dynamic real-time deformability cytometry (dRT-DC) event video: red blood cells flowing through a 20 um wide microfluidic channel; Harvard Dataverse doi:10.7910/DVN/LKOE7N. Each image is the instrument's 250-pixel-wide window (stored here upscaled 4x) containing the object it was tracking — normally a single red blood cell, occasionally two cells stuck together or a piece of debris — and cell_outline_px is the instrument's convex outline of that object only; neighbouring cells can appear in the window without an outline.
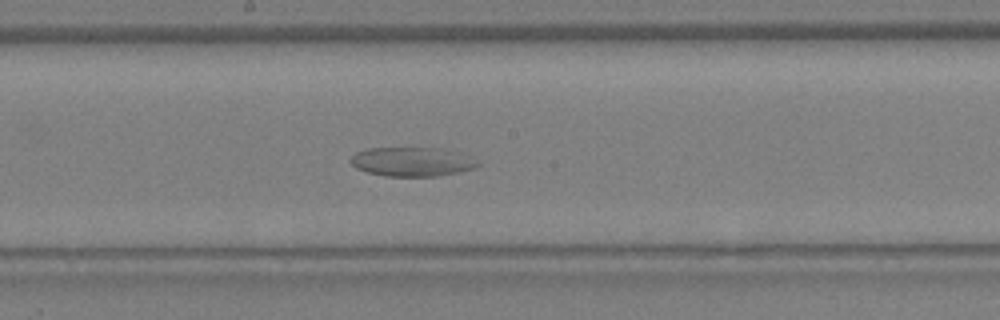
{"species": "Egyptian fruit bat (a non-hibernating species)", "species_latin": "Rousettus aegyptiacus", "temperature_condition": "warm", "stored_images_in_passage": 32, "camera_frame_rate_fps": 3000, "um_per_image_px": 0.085, "animal": {"sex": "female"}, "frame": {"image": 1, "passage_image": 17, "time_ms": 5.333, "image_size_px": [1000, 320], "cell_outline_px": [[480, 164], [472, 168], [460, 172], [436, 176], [384, 176], [368, 172], [356, 168], [348, 160], [356, 152], [368, 148], [440, 148], [460, 152], [468, 156]], "centroid_in_image_um": [34.99, 13.74], "position_along_channel_um": 213.2, "area_um2": 21.5}}
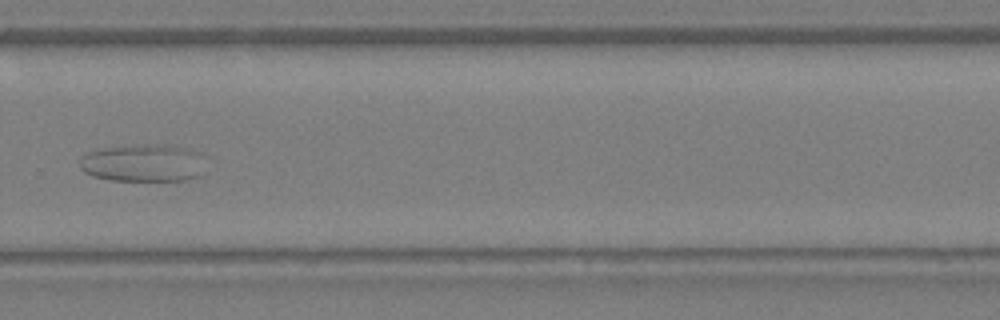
{"frame": {"image": 2, "passage_image": 22, "time_ms": 7.0, "image_size_px": [1000, 320], "cell_outline_px": [[208, 172], [200, 176], [184, 180], [108, 180], [92, 176], [84, 172], [80, 168], [80, 160], [88, 152], [104, 148], [136, 144], [168, 144], [204, 152]], "centroid_in_image_um": [12.31, 13.84], "position_along_channel_um": 317.5, "area_um2": 28.44}}
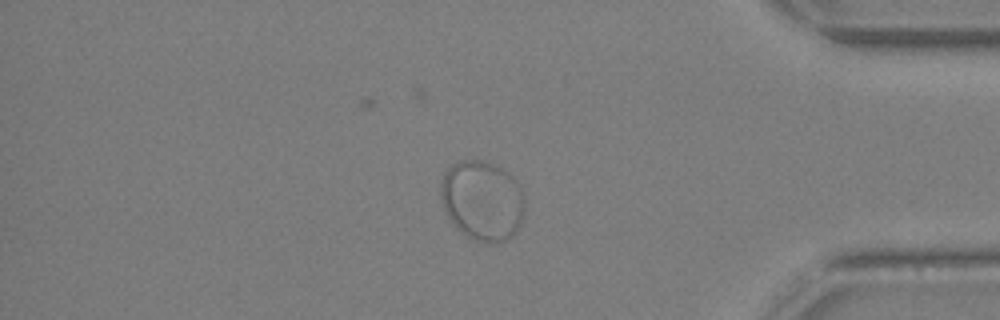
{"frame": {"image": 3, "passage_image": 27, "time_ms": 8.667, "image_size_px": [1000, 320], "cell_outline_px": [[524, 212], [520, 224], [516, 232], [508, 240], [496, 244], [476, 240], [468, 236], [456, 228], [448, 216], [444, 208], [440, 196], [440, 180], [444, 172], [452, 164], [460, 160], [480, 160], [504, 168], [516, 180], [524, 196]], "centroid_in_image_um": [40.99, 17.04], "position_along_channel_um": 394.2, "area_um2": 39.48}}